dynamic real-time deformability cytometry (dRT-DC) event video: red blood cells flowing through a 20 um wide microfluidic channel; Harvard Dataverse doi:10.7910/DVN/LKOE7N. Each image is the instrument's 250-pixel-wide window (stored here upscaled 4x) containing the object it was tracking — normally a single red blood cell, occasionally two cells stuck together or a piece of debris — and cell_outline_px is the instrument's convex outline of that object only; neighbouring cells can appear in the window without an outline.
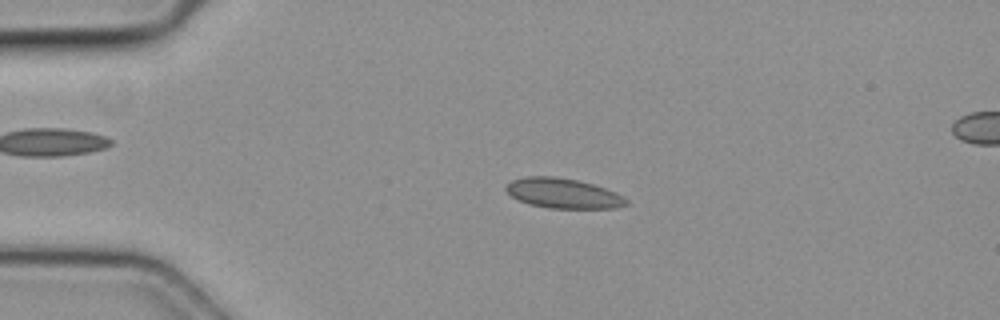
{"species": "common noctule bat (a hibernating species)", "species_latin": "Nyctalus noctula", "temperature_condition": "cold", "stored_images_in_passage": 5, "segment_of_instrument_passage": [1, 2], "camera_frame_rate_fps": 3000, "um_per_image_px": 0.085, "animal": {"sex": "female", "body_mass_g": 19.3, "forearm_length_mm": 54.1}, "frame": {"image": 1, "passage_image": 3, "time_ms": 0.667, "image_size_px": [1000, 320], "cell_outline_px": [[628, 204], [616, 208], [548, 208], [528, 204], [512, 196], [504, 188], [512, 180], [524, 176], [552, 176], [576, 180], [592, 184], [616, 192], [624, 196], [628, 200]], "centroid_in_image_um": [47.88, 16.43], "position_along_channel_um": 37.1, "area_um2": 20.92}}